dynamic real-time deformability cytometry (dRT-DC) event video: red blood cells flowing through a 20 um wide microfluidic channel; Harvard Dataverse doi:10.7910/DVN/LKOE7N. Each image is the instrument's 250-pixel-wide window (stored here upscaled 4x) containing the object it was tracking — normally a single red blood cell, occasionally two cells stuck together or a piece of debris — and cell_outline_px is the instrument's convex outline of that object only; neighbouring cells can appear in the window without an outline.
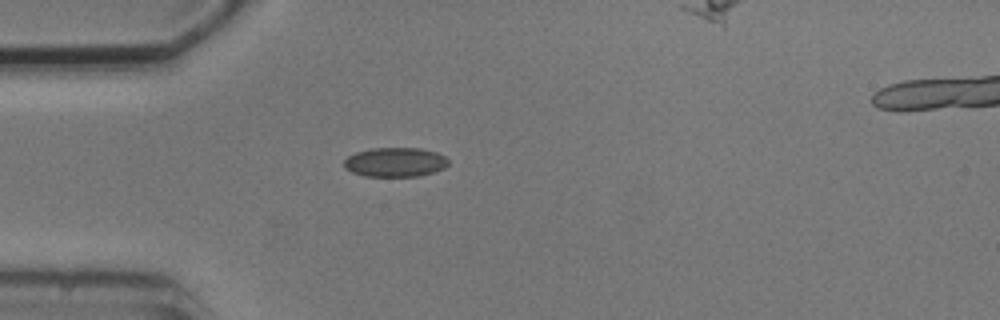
{"species": "common noctule bat (a hibernating species)", "species_latin": "Nyctalus noctula", "temperature_condition": "cold", "stored_images_in_passage": 3, "segment_of_instrument_passage": [1, 2], "camera_frame_rate_fps": 3000, "um_per_image_px": 0.085, "animal": {"sex": "male", "body_mass_g": 20.5, "forearm_length_mm": 52.5}, "frame": {"image": 1, "passage_image": 1, "time_ms": 0.0, "image_size_px": [1000, 320], "cell_outline_px": [[448, 164], [444, 168], [436, 172], [420, 176], [364, 176], [352, 172], [344, 168], [344, 160], [348, 156], [356, 152], [372, 148], [420, 148], [436, 152], [444, 156], [448, 160]], "centroid_in_image_um": [33.59, 13.79], "position_along_channel_um": 51.4, "area_um2": 17.92}}